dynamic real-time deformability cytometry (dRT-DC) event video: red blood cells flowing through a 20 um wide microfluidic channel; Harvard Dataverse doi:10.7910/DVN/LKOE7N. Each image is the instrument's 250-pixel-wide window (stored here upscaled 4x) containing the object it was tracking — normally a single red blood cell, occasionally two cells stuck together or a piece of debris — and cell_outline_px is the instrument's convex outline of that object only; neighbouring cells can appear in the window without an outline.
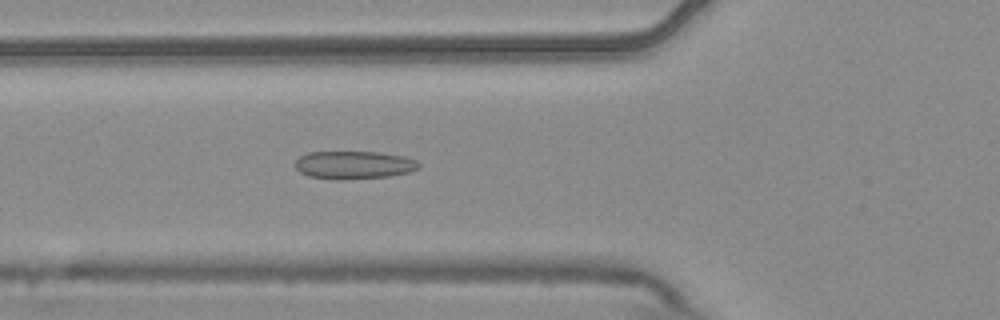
{"species": "common noctule bat (a hibernating species)", "species_latin": "Nyctalus noctula", "temperature_condition": "warm", "stored_images_in_passage": 5, "camera_frame_rate_fps": 3000, "um_per_image_px": 0.085, "animal": {"sex": "male", "body_mass_g": 20.4}, "frame": {"image": 1, "passage_image": 5, "time_ms": 1.333, "image_size_px": [1000, 320], "cell_outline_px": [[420, 168], [408, 172], [388, 176], [340, 180], [336, 180], [308, 176], [300, 172], [292, 164], [300, 156], [308, 152], [376, 152], [404, 156], [416, 160], [420, 164]], "centroid_in_image_um": [30.04, 14.02], "position_along_channel_um": 95.8, "area_um2": 20.23}}